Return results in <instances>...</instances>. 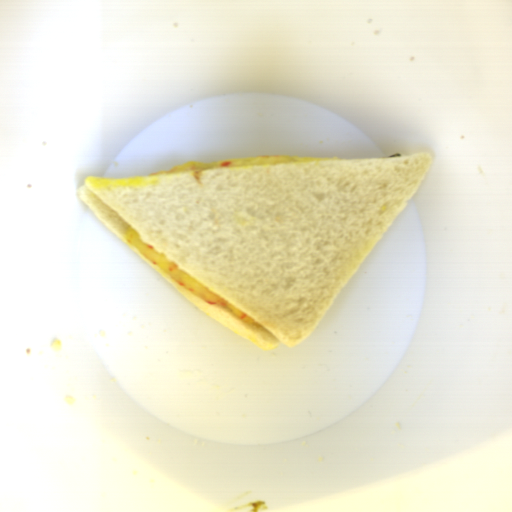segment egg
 Returning <instances> with one entry per match:
<instances>
[{"mask_svg": "<svg viewBox=\"0 0 512 512\" xmlns=\"http://www.w3.org/2000/svg\"><path fill=\"white\" fill-rule=\"evenodd\" d=\"M124 236L128 243L133 245L147 261L156 266L169 279L185 287L204 301L228 310L241 322L256 327L260 325L257 320L212 292L179 265L156 252L153 245L143 242L140 234L133 228L127 226Z\"/></svg>", "mask_w": 512, "mask_h": 512, "instance_id": "d2b9013d", "label": "egg"}, {"mask_svg": "<svg viewBox=\"0 0 512 512\" xmlns=\"http://www.w3.org/2000/svg\"><path fill=\"white\" fill-rule=\"evenodd\" d=\"M323 159L320 156H284V155H257L248 158H228L219 161H192L173 169L155 172L154 175L175 174L185 172L207 171L249 166L314 162Z\"/></svg>", "mask_w": 512, "mask_h": 512, "instance_id": "2799bb9f", "label": "egg"}]
</instances>
